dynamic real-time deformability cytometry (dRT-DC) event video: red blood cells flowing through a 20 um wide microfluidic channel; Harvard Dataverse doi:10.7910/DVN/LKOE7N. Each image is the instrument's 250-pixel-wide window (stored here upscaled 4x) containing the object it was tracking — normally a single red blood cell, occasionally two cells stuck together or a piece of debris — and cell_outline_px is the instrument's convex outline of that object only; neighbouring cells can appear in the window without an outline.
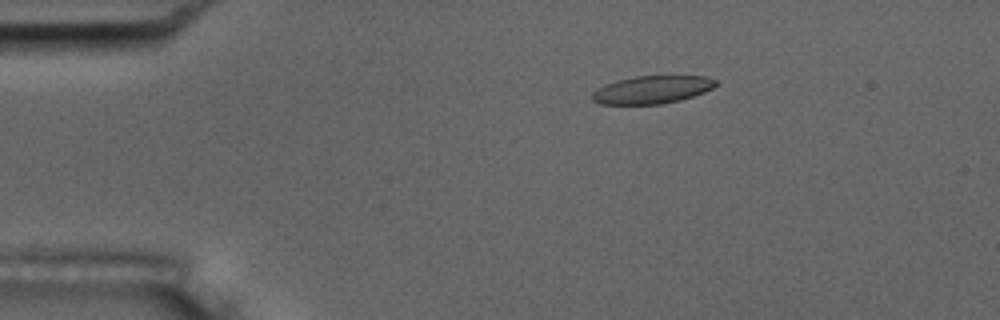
{"species": "common noctule bat (a hibernating species)", "species_latin": "Nyctalus noctula", "temperature_condition": "room temperature", "stored_images_in_passage": 46, "camera_frame_rate_fps": 3000, "um_per_image_px": 0.085, "animal": {"sex": "male", "body_mass_g": 17.5, "forearm_length_mm": 52.3}, "frame": {"image": 1, "passage_image": 1, "time_ms": 0.0, "image_size_px": [1000, 320], "cell_outline_px": [[716, 84], [712, 88], [704, 92], [680, 100], [660, 104], [600, 104], [592, 100], [592, 92], [596, 88], [604, 84], [616, 80], [636, 76], [704, 76], [716, 80]], "centroid_in_image_um": [55.37, 7.62], "position_along_channel_um": 29.6, "area_um2": 20.0}}
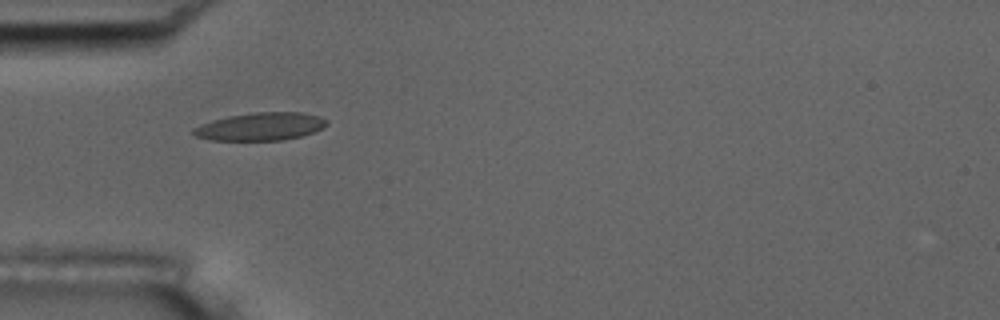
{"frame": {"image": 2, "passage_image": 8, "time_ms": 2.333, "image_size_px": [1000, 320], "cell_outline_px": [[328, 124], [324, 128], [300, 136], [284, 140], [208, 140], [196, 136], [192, 132], [192, 128], [200, 124], [212, 120], [228, 116], [252, 112], [300, 112], [320, 116], [328, 120]], "centroid_in_image_um": [22.14, 10.75], "position_along_channel_um": 62.9, "area_um2": 21.79}}
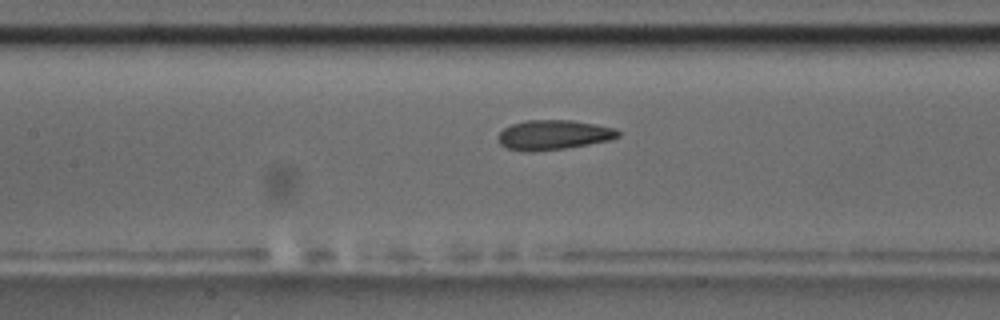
{"frame": {"image": 3, "passage_image": 16, "time_ms": 5.0, "image_size_px": [1000, 320], "cell_outline_px": [[620, 136], [612, 140], [564, 148], [532, 152], [524, 152], [508, 148], [500, 144], [500, 132], [504, 128], [512, 124], [524, 120], [572, 120], [616, 128], [620, 132]], "centroid_in_image_um": [47.08, 11.46], "position_along_channel_um": 160.3, "area_um2": 20.75}, "authors_computed_cell_mechanics": {"area_um2": 21.0103, "velocity_mm_per_s": 3.7048, "shape_relaxation_time_tau1_ms": null, "shape_relaxation_time_tau2_ms": 1.9118, "deformation_change_tau1": null, "deformation_change_tau2": 0.0948}}